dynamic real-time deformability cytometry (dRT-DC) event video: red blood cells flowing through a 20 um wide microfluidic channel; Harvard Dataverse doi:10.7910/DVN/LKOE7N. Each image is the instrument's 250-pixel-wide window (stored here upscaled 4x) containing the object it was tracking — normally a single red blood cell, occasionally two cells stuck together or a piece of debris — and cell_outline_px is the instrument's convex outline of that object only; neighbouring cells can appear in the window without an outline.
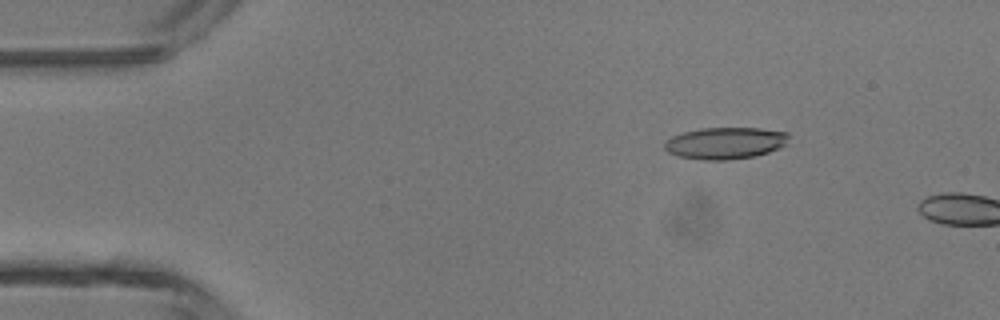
{"species": "common noctule bat (a hibernating species)", "species_latin": "Nyctalus noctula", "temperature_condition": "room temperature", "stored_images_in_passage": 9, "camera_frame_rate_fps": 3000, "um_per_image_px": 0.085, "animal": {"sex": "male", "body_mass_g": 13.3}, "frame": {"image": 1, "passage_image": 7, "time_ms": 2.0, "image_size_px": [1000, 320], "cell_outline_px": [[788, 144], [780, 148], [756, 156], [728, 160], [704, 160], [680, 156], [668, 152], [664, 148], [664, 140], [672, 136], [684, 132], [700, 128], [760, 128], [788, 132]], "centroid_in_image_um": [61.66, 12.16], "position_along_channel_um": 23.3, "area_um2": 23.18}}